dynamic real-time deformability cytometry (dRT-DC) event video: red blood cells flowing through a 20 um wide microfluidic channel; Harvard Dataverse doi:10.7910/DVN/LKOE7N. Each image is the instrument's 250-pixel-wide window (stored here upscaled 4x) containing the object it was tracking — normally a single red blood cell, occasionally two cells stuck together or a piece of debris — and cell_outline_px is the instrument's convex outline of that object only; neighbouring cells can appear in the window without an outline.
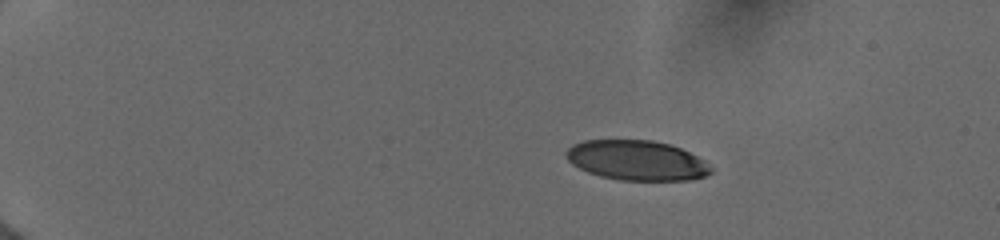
{"species": "human", "species_latin": "Homo sapiens", "temperature_condition": "cold", "stored_images_in_passage": 20, "camera_frame_rate_fps": 3000, "um_per_image_px": 0.085, "donor": {"sex": "female"}, "frame": {"image": 1, "passage_image": 1, "time_ms": 0.0, "image_size_px": [1000, 240], "cell_outline_px": [[716, 168], [712, 172], [704, 176], [688, 180], [620, 180], [600, 176], [588, 172], [572, 164], [564, 156], [564, 152], [572, 144], [584, 140], [652, 140], [668, 144], [680, 148], [704, 160]], "centroid_in_image_um": [54.12, 13.63], "position_along_channel_um": 30.9, "area_um2": 33.81}}
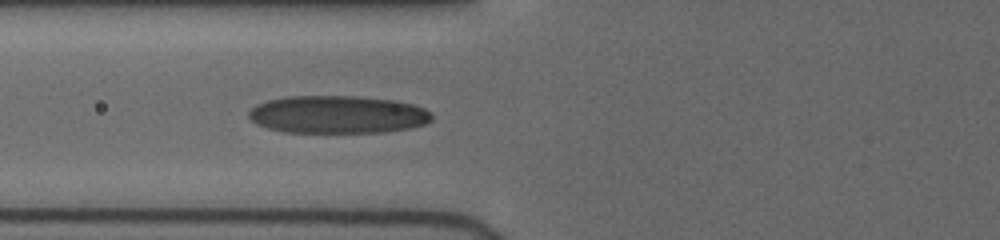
{"frame": {"image": 2, "passage_image": 12, "time_ms": 4.333, "image_size_px": [1000, 240], "cell_outline_px": [[432, 120], [424, 124], [412, 128], [384, 132], [284, 132], [268, 128], [256, 124], [248, 116], [248, 112], [256, 104], [268, 100], [288, 96], [356, 96], [396, 100], [412, 104], [424, 108], [432, 116]], "centroid_in_image_um": [28.69, 9.73], "position_along_channel_um": 97.1, "area_um2": 40.34}}
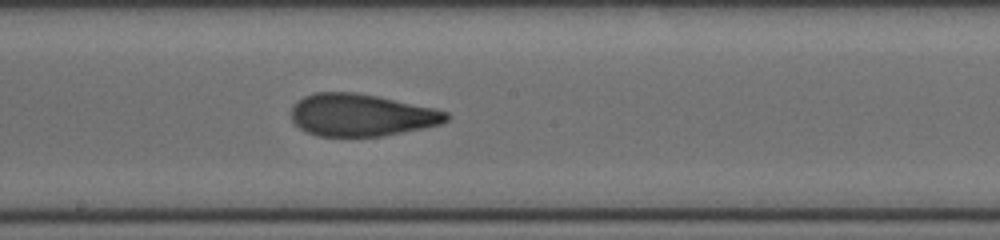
{"frame": {"image": 3, "passage_image": 20, "time_ms": 7.333, "image_size_px": [1000, 240], "cell_outline_px": [[452, 116], [448, 120], [440, 124], [424, 128], [380, 136], [316, 136], [300, 128], [292, 120], [292, 104], [304, 96], [316, 92], [356, 92], [380, 96], [436, 108], [448, 112]], "centroid_in_image_um": [30.74, 9.76], "position_along_channel_um": 217.5, "area_um2": 38.49}}